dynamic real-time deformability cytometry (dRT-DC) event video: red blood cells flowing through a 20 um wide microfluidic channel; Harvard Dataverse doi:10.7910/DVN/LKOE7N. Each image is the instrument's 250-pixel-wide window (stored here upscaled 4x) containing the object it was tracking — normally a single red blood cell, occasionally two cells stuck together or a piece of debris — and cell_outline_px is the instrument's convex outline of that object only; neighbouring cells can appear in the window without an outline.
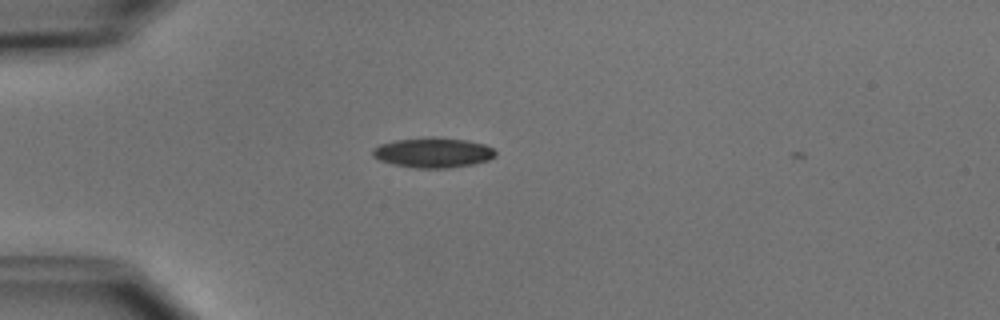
{"species": "common noctule bat (a hibernating species)", "species_latin": "Nyctalus noctula", "temperature_condition": "cold", "stored_images_in_passage": 4, "camera_frame_rate_fps": 3000, "um_per_image_px": 0.085, "animal": {"sex": "male", "body_mass_g": 15.6}, "frame": {"image": 1, "passage_image": 3, "time_ms": 2.333, "image_size_px": [1000, 320], "cell_outline_px": [[496, 156], [488, 160], [472, 164], [448, 168], [416, 168], [392, 164], [380, 160], [372, 156], [372, 148], [380, 144], [392, 140], [428, 136], [432, 136], [468, 140], [484, 144], [492, 148], [496, 152]], "centroid_in_image_um": [36.78, 12.95], "position_along_channel_um": 48.2, "area_um2": 21.79}}